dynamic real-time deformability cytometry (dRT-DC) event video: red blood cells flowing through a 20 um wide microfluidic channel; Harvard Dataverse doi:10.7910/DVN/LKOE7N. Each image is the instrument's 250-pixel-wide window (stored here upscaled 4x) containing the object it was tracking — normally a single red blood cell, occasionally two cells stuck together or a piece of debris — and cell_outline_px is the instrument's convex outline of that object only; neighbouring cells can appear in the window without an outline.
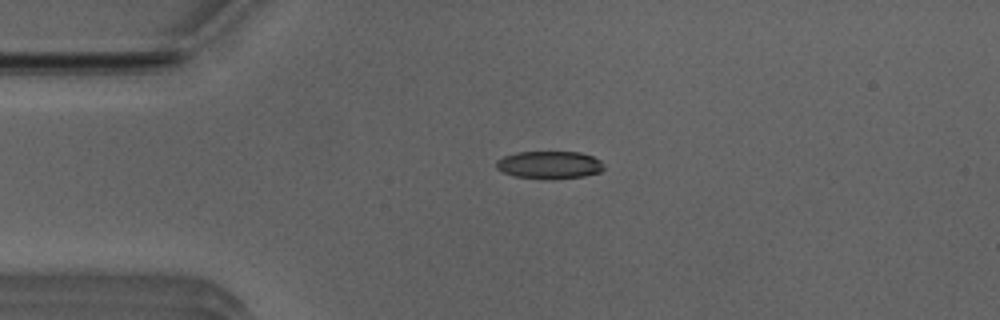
{"species": "Egyptian fruit bat (a non-hibernating species)", "species_latin": "Rousettus aegyptiacus", "temperature_condition": "room temperature", "stored_images_in_passage": 44, "camera_frame_rate_fps": 3000, "um_per_image_px": 0.085, "animal": {"sex": "male"}, "frame": {"image": 1, "passage_image": 4, "time_ms": 1.0, "image_size_px": [1000, 320], "cell_outline_px": [[604, 168], [600, 172], [584, 176], [516, 176], [504, 172], [496, 168], [496, 160], [504, 156], [516, 152], [580, 152], [592, 156], [600, 160], [604, 164]], "centroid_in_image_um": [46.71, 13.96], "position_along_channel_um": 38.3, "area_um2": 16.47}}
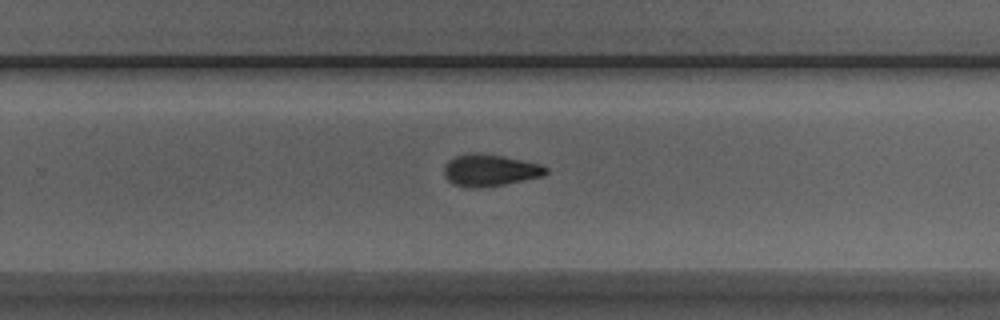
{"frame": {"image": 2, "passage_image": 25, "time_ms": 8.0, "image_size_px": [1000, 320], "cell_outline_px": [[548, 172], [544, 176], [504, 184], [480, 188], [468, 188], [452, 184], [444, 176], [444, 168], [448, 160], [456, 156], [500, 156], [540, 164], [548, 168]], "centroid_in_image_um": [41.66, 14.53], "position_along_channel_um": 288.1, "area_um2": 18.21}}
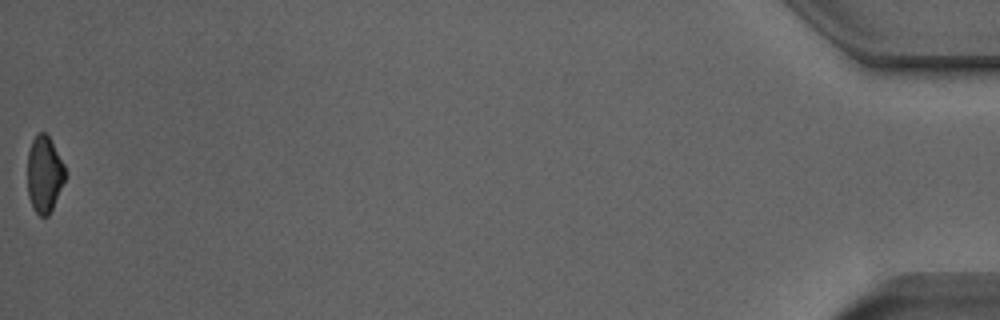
{"frame": {"image": 3, "passage_image": 44, "time_ms": 14.333, "image_size_px": [1000, 320], "cell_outline_px": [[68, 176], [48, 216], [40, 216], [32, 208], [28, 196], [28, 152], [32, 140], [40, 132], [44, 132], [48, 136], [64, 164], [68, 172]], "centroid_in_image_um": [3.79, 14.84], "position_along_channel_um": 431.4, "area_um2": 16.94}, "authors_computed_cell_mechanics": {"area_um2": 18.1781, "velocity_mm_per_s": 3.9596, "shape_relaxation_time_tau1_ms": 6.332, "shape_relaxation_time_tau2_ms": 4.6598, "deformation_change_tau1": 0.1733, "deformation_change_tau2": 0.1325}}